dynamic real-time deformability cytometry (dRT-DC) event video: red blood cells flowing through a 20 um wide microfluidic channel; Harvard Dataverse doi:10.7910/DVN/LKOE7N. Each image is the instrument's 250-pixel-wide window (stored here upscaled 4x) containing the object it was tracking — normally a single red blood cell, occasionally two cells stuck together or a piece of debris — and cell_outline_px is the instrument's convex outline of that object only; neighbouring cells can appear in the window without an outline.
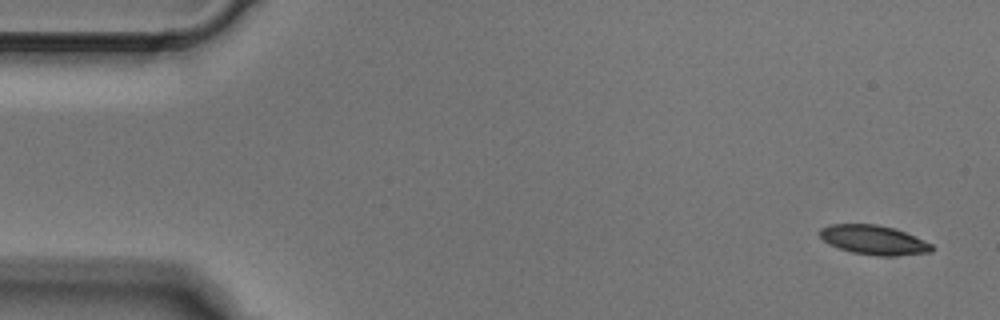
{"species": "Egyptian fruit bat (a non-hibernating species)", "species_latin": "Rousettus aegyptiacus", "temperature_condition": "cold", "stored_images_in_passage": 4, "camera_frame_rate_fps": 3000, "um_per_image_px": 0.085, "animal": {"sex": "male"}, "frame": {"image": 1, "passage_image": 1, "time_ms": 0.0, "image_size_px": [1000, 320], "cell_outline_px": [[932, 252], [896, 256], [876, 256], [852, 252], [828, 244], [820, 236], [820, 228], [828, 224], [876, 224], [892, 228], [904, 232], [932, 244]], "centroid_in_image_um": [74.24, 20.4], "position_along_channel_um": 10.8, "area_um2": 19.02}}
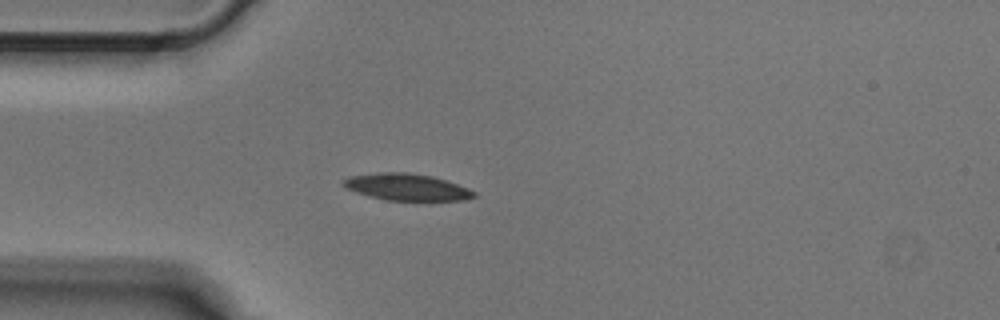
{"frame": {"image": 2, "passage_image": 4, "time_ms": 1.0, "image_size_px": [1000, 320], "cell_outline_px": [[476, 196], [464, 200], [384, 200], [368, 196], [344, 188], [340, 184], [348, 176], [380, 172], [408, 172], [432, 176], [468, 188], [476, 192]], "centroid_in_image_um": [34.51, 15.89], "position_along_channel_um": 50.5, "area_um2": 20.4}}